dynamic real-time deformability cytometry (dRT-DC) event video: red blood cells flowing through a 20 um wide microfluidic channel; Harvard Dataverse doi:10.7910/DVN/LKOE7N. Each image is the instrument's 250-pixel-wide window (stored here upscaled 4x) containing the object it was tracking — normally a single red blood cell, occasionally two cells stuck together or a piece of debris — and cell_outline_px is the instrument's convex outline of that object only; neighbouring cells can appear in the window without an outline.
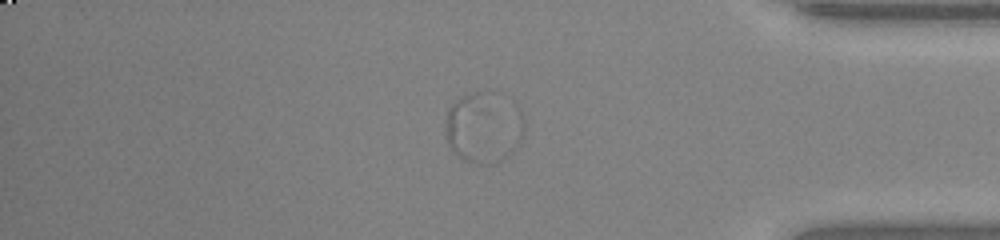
{"species": "common noctule bat (a hibernating species)", "species_latin": "Nyctalus noctula", "temperature_condition": "warm", "stored_images_in_passage": 54, "segment_of_instrument_passage": [2, 2], "camera_frame_rate_fps": 3000, "um_per_image_px": 0.085, "animal": {"sex": "male", "body_mass_g": 20.0, "forearm_length_mm": 53.3}, "frame": {"image": 1, "passage_image": 46, "time_ms": 15.0, "image_size_px": [1000, 240], "cell_outline_px": [[524, 136], [520, 144], [508, 156], [492, 164], [476, 164], [460, 156], [448, 144], [448, 108], [456, 100], [472, 92], [488, 92], [524, 124]], "centroid_in_image_um": [41.05, 10.95], "position_along_channel_um": 394.1, "area_um2": 30.17}}